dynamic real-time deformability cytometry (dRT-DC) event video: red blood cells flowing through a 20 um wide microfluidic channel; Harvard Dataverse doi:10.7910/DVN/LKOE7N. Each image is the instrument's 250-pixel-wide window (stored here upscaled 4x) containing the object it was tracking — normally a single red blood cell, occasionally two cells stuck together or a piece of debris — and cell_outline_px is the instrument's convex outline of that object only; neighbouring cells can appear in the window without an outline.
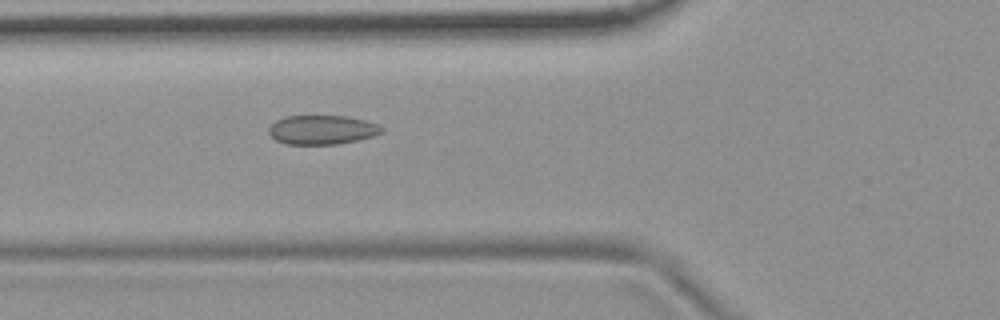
{"species": "common noctule bat (a hibernating species)", "species_latin": "Nyctalus noctula", "temperature_condition": "room temperature", "stored_images_in_passage": 4, "camera_frame_rate_fps": 3000, "um_per_image_px": 0.085, "animal": {"sex": "female", "body_mass_g": 19.9}, "frame": {"image": 1, "passage_image": 4, "time_ms": 1.0, "image_size_px": [1000, 320], "cell_outline_px": [[384, 132], [372, 136], [340, 144], [284, 144], [276, 140], [268, 132], [268, 128], [276, 120], [288, 116], [348, 116], [364, 120], [376, 124], [384, 128]], "centroid_in_image_um": [27.37, 11.03], "position_along_channel_um": 98.4, "area_um2": 19.13}}